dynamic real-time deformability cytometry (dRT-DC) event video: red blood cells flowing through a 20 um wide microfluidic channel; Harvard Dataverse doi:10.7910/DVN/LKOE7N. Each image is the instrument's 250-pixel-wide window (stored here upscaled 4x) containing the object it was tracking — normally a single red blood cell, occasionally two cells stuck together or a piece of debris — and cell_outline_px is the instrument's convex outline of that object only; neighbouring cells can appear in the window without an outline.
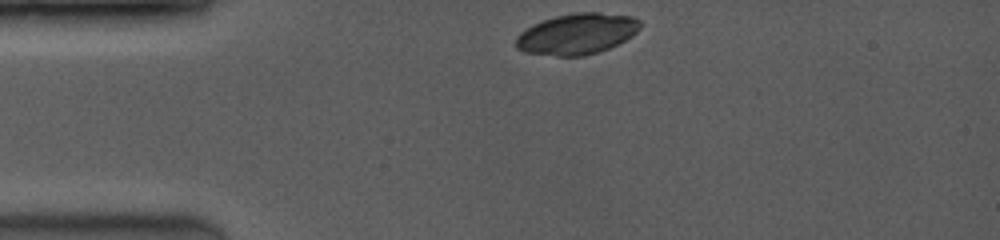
{"species": "common noctule bat (a hibernating species)", "species_latin": "Nyctalus noctula", "temperature_condition": "room temperature", "stored_images_in_passage": 6, "camera_frame_rate_fps": 3500, "um_per_image_px": 0.085, "animal": {"sex": "female", "body_mass_g": 19.0, "forearm_length_mm": 53.3}, "frame": {"image": 1, "passage_image": 1, "time_ms": 0.0, "image_size_px": [1000, 240], "cell_outline_px": [[640, 28], [632, 36], [608, 48], [584, 56], [556, 56], [524, 52], [516, 48], [516, 36], [520, 32], [532, 24], [556, 16], [576, 12], [600, 12], [632, 16], [640, 20]], "centroid_in_image_um": [49.02, 2.87], "position_along_channel_um": 36.0, "area_um2": 29.59}}